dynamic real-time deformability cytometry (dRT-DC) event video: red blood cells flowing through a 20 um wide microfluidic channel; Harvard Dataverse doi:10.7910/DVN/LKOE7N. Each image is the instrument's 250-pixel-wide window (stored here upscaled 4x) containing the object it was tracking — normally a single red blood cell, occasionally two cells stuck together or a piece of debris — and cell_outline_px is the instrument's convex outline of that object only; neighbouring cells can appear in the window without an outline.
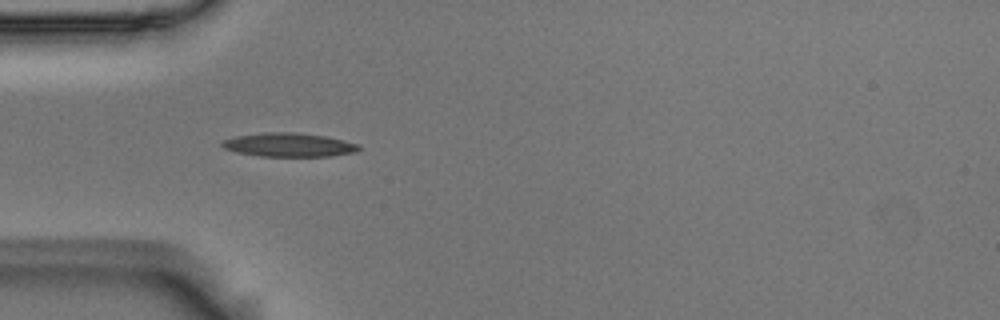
{"species": "Egyptian fruit bat (a non-hibernating species)", "species_latin": "Rousettus aegyptiacus", "temperature_condition": "room temperature", "stored_images_in_passage": 5, "camera_frame_rate_fps": 3000, "um_per_image_px": 0.085, "animal": {"sex": "male"}, "frame": {"image": 1, "passage_image": 4, "time_ms": 1.0, "image_size_px": [1000, 320], "cell_outline_px": [[360, 148], [356, 152], [332, 156], [260, 156], [236, 152], [224, 148], [220, 144], [224, 140], [236, 136], [264, 132], [300, 132], [324, 136], [360, 144]], "centroid_in_image_um": [24.57, 12.31], "position_along_channel_um": 60.4, "area_um2": 18.96}}
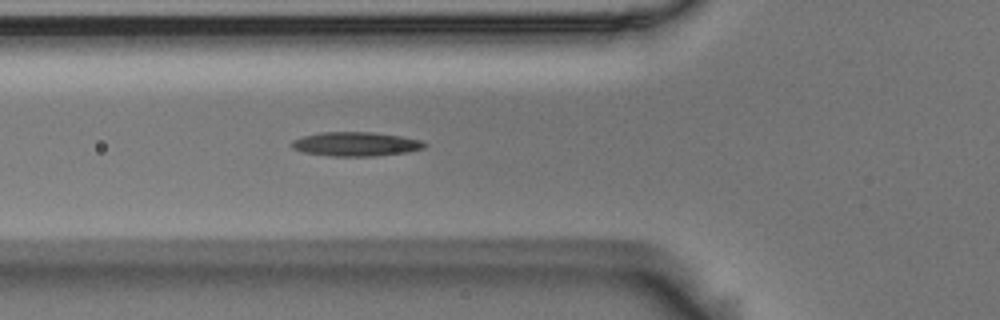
{"frame": {"image": 2, "passage_image": 5, "time_ms": 1.333, "image_size_px": [1000, 320], "cell_outline_px": [[428, 144], [424, 148], [408, 152], [376, 156], [332, 156], [304, 152], [292, 148], [288, 144], [292, 140], [304, 136], [320, 132], [372, 132], [400, 136], [424, 140]], "centroid_in_image_um": [30.26, 12.24], "position_along_channel_um": 95.5, "area_um2": 18.84}}